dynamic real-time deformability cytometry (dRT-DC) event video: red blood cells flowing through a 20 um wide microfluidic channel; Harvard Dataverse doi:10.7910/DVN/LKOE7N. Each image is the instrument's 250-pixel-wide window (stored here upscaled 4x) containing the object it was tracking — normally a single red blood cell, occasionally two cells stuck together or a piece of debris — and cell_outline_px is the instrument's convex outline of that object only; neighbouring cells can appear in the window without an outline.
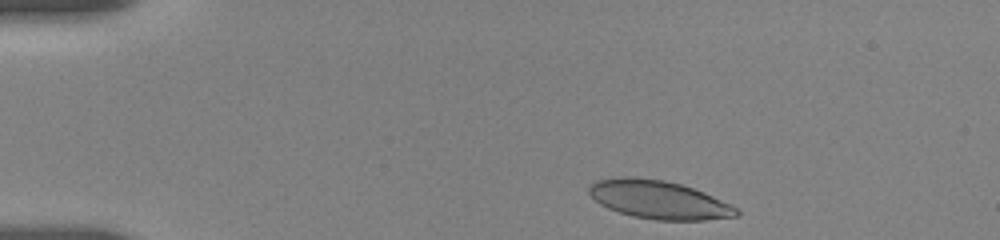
{"species": "human", "species_latin": "Homo sapiens", "temperature_condition": "room temperature", "stored_images_in_passage": 17, "camera_frame_rate_fps": 3000, "um_per_image_px": 0.085, "donor": {"sex": "female"}, "frame": {"image": 1, "passage_image": 3, "time_ms": 0.333, "image_size_px": [1000, 240], "cell_outline_px": [[740, 216], [704, 220], [656, 220], [632, 216], [608, 208], [600, 204], [588, 192], [588, 188], [596, 180], [616, 176], [628, 176], [664, 180], [680, 184], [704, 192], [732, 204], [740, 212]], "centroid_in_image_um": [56.01, 16.97], "position_along_channel_um": 29.0, "area_um2": 33.0}}
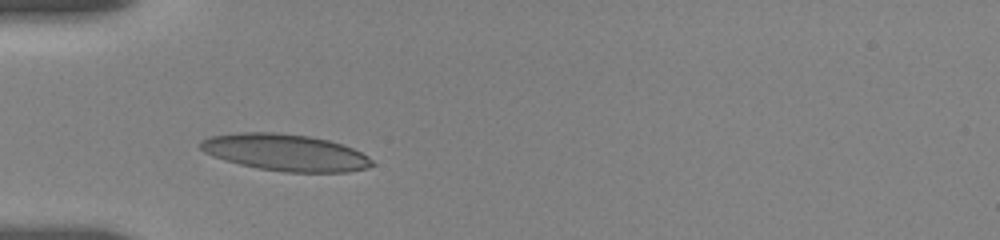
{"frame": {"image": 2, "passage_image": 16, "time_ms": 3.0, "image_size_px": [1000, 240], "cell_outline_px": [[376, 164], [368, 168], [348, 172], [284, 172], [260, 168], [240, 164], [224, 160], [212, 156], [204, 152], [200, 148], [200, 140], [208, 136], [236, 132], [276, 132], [308, 136], [328, 140], [352, 148], [368, 156]], "centroid_in_image_um": [24.23, 12.96], "position_along_channel_um": 60.8, "area_um2": 36.88}}